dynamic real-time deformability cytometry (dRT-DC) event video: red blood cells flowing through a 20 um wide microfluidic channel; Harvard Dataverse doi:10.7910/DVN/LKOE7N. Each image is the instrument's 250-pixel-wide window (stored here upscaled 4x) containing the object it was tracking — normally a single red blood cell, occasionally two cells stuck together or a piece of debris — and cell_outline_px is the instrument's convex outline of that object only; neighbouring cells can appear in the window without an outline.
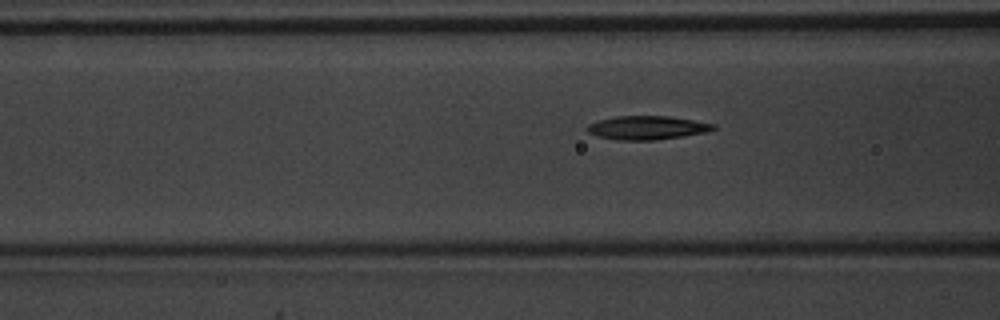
{"species": "common noctule bat (a hibernating species)", "species_latin": "Nyctalus noctula", "temperature_condition": "warm", "stored_images_in_passage": 9, "segment_of_instrument_passage": [2, 2], "camera_frame_rate_fps": 3000, "um_per_image_px": 0.085, "animal": {"sex": "male", "body_mass_g": 20.1, "forearm_length_mm": 53.5}, "frame": {"image": 1, "passage_image": 9, "time_ms": 2.667, "image_size_px": [1000, 320], "cell_outline_px": [[716, 128], [708, 132], [684, 136], [656, 140], [620, 140], [596, 136], [588, 132], [588, 124], [600, 120], [616, 116], [668, 116], [716, 124]], "centroid_in_image_um": [55.03, 10.86], "position_along_channel_um": 111.6, "area_um2": 17.34}}